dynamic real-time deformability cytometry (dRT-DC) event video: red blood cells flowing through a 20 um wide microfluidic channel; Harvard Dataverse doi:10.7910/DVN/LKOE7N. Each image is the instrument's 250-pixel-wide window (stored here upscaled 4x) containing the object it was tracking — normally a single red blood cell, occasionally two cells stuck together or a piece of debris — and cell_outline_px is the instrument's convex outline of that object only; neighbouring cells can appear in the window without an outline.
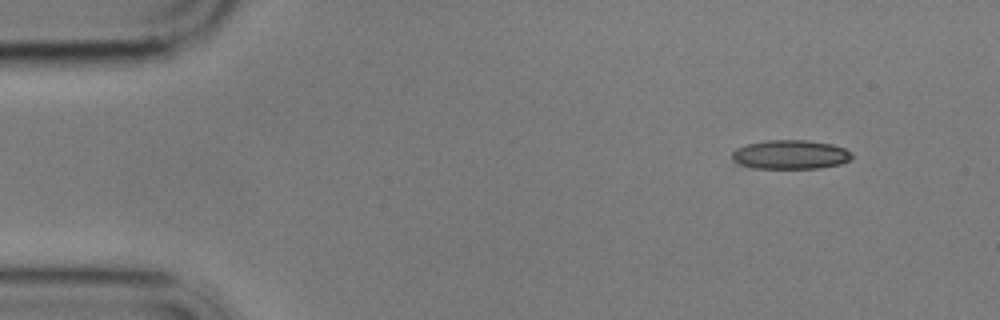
{"species": "common noctule bat (a hibernating species)", "species_latin": "Nyctalus noctula", "temperature_condition": "cold", "stored_images_in_passage": 7, "camera_frame_rate_fps": 3000, "um_per_image_px": 0.085, "animal": {"sex": "male", "body_mass_g": 17.9}, "frame": {"image": 1, "passage_image": 1, "time_ms": 0.0, "image_size_px": [1000, 320], "cell_outline_px": [[852, 156], [848, 160], [840, 164], [820, 168], [752, 168], [736, 164], [732, 160], [732, 152], [736, 148], [748, 144], [768, 140], [808, 140], [832, 144], [844, 148], [852, 152]], "centroid_in_image_um": [67.16, 13.14], "position_along_channel_um": 17.8, "area_um2": 20.4}}
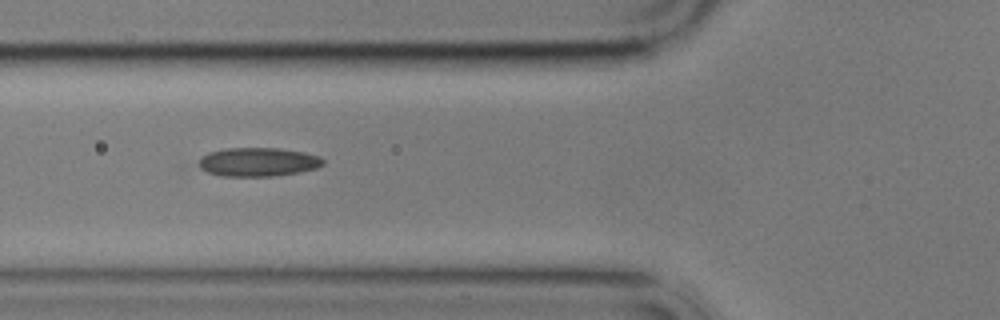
{"frame": {"image": 2, "passage_image": 5, "time_ms": 5.0, "image_size_px": [1000, 320], "cell_outline_px": [[324, 164], [316, 168], [300, 172], [276, 176], [220, 176], [208, 172], [192, 164], [200, 156], [208, 152], [228, 148], [276, 148], [304, 152], [320, 156], [324, 160]], "centroid_in_image_um": [21.86, 13.77], "position_along_channel_um": 103.9, "area_um2": 21.27}}
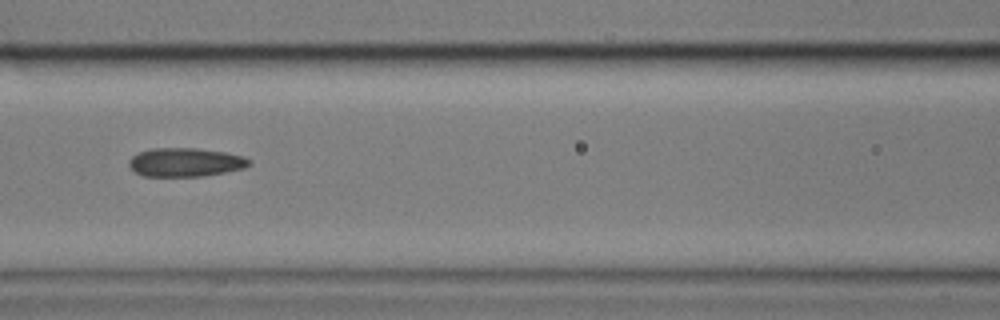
{"frame": {"image": 3, "passage_image": 6, "time_ms": 6.333, "image_size_px": [1000, 320], "cell_outline_px": [[252, 164], [244, 168], [204, 176], [144, 176], [136, 172], [128, 164], [128, 160], [132, 156], [140, 152], [152, 148], [196, 148], [224, 152], [244, 156], [252, 160]], "centroid_in_image_um": [15.79, 13.79], "position_along_channel_um": 150.8, "area_um2": 20.11}}